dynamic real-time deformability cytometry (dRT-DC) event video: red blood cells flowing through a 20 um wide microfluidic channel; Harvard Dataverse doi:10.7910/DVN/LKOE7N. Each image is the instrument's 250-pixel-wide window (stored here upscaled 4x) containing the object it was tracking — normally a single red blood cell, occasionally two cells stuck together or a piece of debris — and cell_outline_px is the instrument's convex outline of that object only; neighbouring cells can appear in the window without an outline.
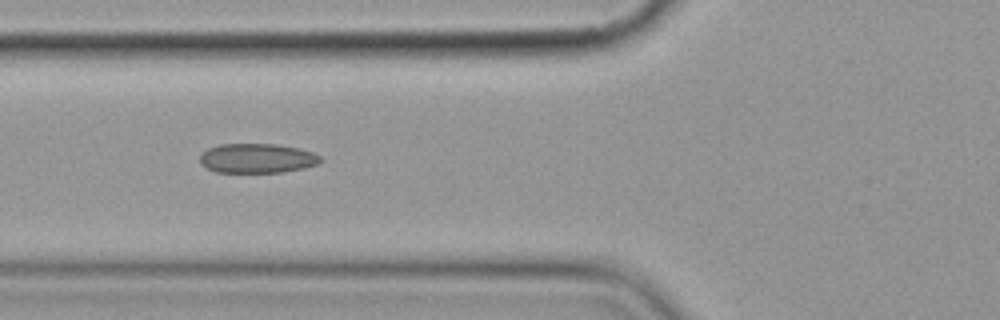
{"species": "common noctule bat (a hibernating species)", "species_latin": "Nyctalus noctula", "temperature_condition": "cold", "stored_images_in_passage": 7, "camera_frame_rate_fps": 3000, "um_per_image_px": 0.085, "animal": {"sex": "female", "body_mass_g": 19.9}, "frame": {"image": 1, "passage_image": 6, "time_ms": 6.0, "image_size_px": [1000, 320], "cell_outline_px": [[320, 164], [304, 168], [284, 172], [216, 172], [200, 164], [200, 156], [208, 148], [220, 144], [276, 144], [300, 148], [312, 152], [320, 156]], "centroid_in_image_um": [21.87, 13.45], "position_along_channel_um": 103.9, "area_um2": 20.75}}
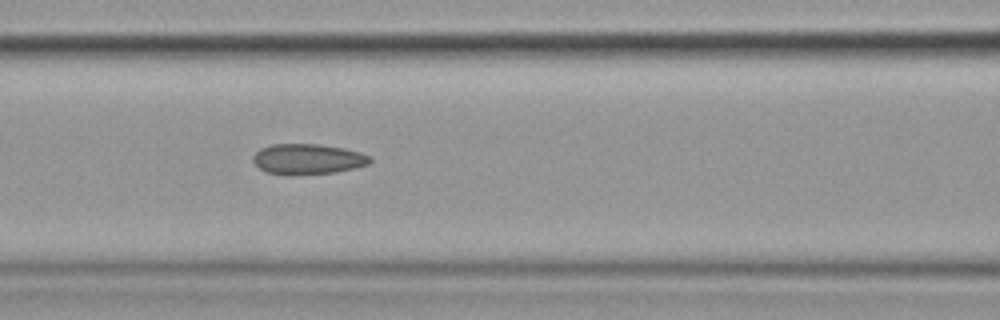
{"frame": {"image": 2, "passage_image": 7, "time_ms": 7.0, "image_size_px": [1000, 320], "cell_outline_px": [[372, 160], [368, 164], [336, 172], [292, 176], [288, 176], [264, 172], [252, 160], [252, 156], [260, 148], [272, 144], [316, 144], [344, 148], [360, 152], [372, 156]], "centroid_in_image_um": [26.13, 13.53], "position_along_channel_um": 140.5, "area_um2": 21.04}}